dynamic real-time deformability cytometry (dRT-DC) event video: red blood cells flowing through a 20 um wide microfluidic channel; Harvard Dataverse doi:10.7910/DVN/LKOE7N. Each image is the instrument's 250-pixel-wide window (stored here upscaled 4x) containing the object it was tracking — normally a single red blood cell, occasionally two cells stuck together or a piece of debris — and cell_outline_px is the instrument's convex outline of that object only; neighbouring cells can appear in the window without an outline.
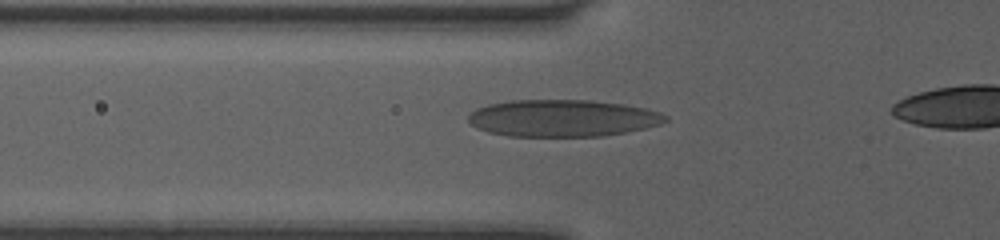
{"species": "human", "species_latin": "Homo sapiens", "temperature_condition": "room temperature", "stored_images_in_passage": 6, "camera_frame_rate_fps": 3000, "um_per_image_px": 0.085, "donor": {"sex": "female"}, "frame": {"image": 1, "passage_image": 6, "time_ms": 1.667, "image_size_px": [1000, 240], "cell_outline_px": [[668, 120], [660, 124], [644, 128], [604, 136], [508, 136], [488, 132], [476, 128], [468, 120], [468, 116], [476, 108], [488, 104], [508, 100], [592, 100], [624, 104], [644, 108], [660, 112], [668, 116]], "centroid_in_image_um": [47.81, 10.04], "position_along_channel_um": 78.0, "area_um2": 42.6}}